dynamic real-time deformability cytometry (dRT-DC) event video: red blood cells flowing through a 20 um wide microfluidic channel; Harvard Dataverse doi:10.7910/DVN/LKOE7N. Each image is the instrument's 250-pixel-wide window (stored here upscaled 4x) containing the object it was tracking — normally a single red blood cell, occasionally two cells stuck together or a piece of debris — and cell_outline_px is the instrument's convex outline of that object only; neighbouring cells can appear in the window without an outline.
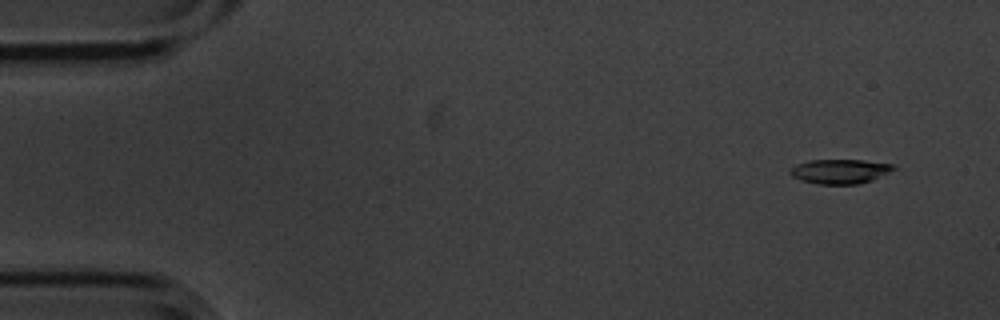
{"species": "common noctule bat (a hibernating species)", "species_latin": "Nyctalus noctula", "temperature_condition": "cold", "stored_images_in_passage": 6, "camera_frame_rate_fps": 3000, "um_per_image_px": 0.085, "animal": {"sex": "male", "body_mass_g": 20.1, "forearm_length_mm": 53.5}, "frame": {"image": 1, "passage_image": 1, "time_ms": 0.0, "image_size_px": [1000, 320], "cell_outline_px": [[896, 168], [872, 180], [856, 184], [816, 184], [800, 180], [792, 176], [788, 172], [796, 164], [808, 160], [864, 160], [896, 164]], "centroid_in_image_um": [71.38, 14.56], "position_along_channel_um": 13.6, "area_um2": 14.8}}
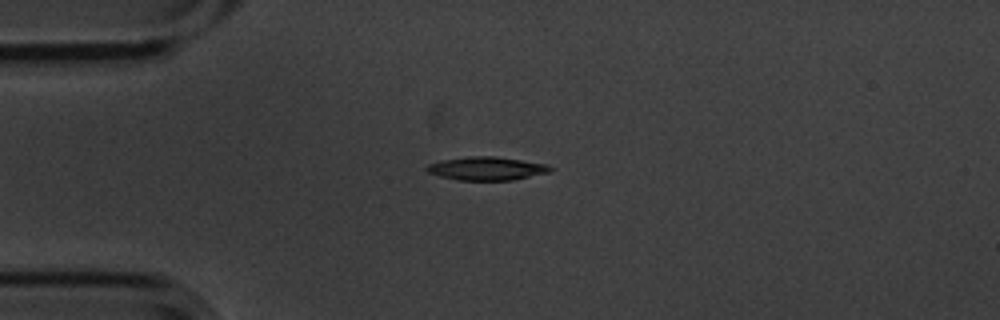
{"frame": {"image": 2, "passage_image": 4, "time_ms": 1.0, "image_size_px": [1000, 320], "cell_outline_px": [[552, 168], [548, 172], [512, 180], [460, 180], [440, 176], [428, 172], [424, 168], [428, 164], [444, 160], [468, 156], [496, 156], [548, 164]], "centroid_in_image_um": [41.35, 14.31], "position_along_channel_um": 43.6, "area_um2": 16.65}}
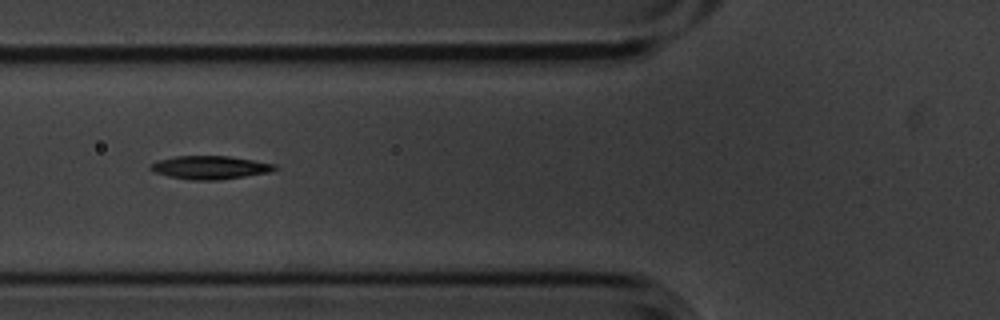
{"frame": {"image": 3, "passage_image": 6, "time_ms": 1.667, "image_size_px": [1000, 320], "cell_outline_px": [[280, 168], [268, 172], [244, 176], [216, 180], [192, 180], [168, 176], [152, 172], [148, 168], [148, 164], [156, 160], [176, 156], [228, 156], [276, 164]], "centroid_in_image_um": [17.78, 14.23], "position_along_channel_um": 108.0, "area_um2": 16.94}}